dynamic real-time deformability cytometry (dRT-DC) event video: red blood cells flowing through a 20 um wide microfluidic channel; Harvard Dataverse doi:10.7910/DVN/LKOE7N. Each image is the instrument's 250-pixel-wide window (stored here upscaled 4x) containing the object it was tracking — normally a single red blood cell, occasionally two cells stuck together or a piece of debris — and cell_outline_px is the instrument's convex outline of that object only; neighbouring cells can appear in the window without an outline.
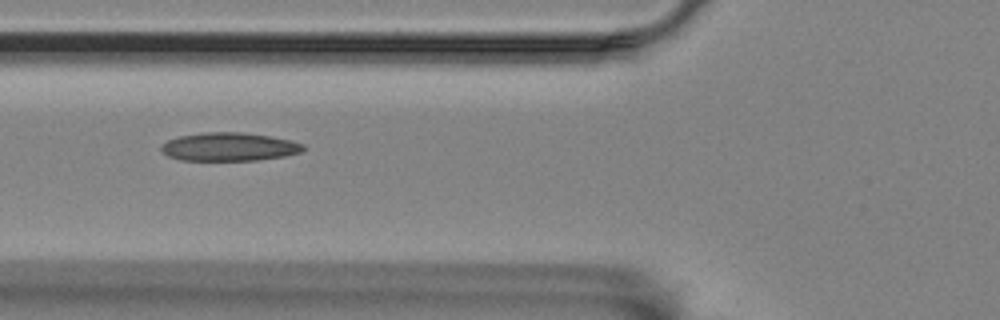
{"species": "Egyptian fruit bat (a non-hibernating species)", "species_latin": "Rousettus aegyptiacus", "temperature_condition": "room temperature", "stored_images_in_passage": 8, "camera_frame_rate_fps": 3000, "um_per_image_px": 0.085, "animal": {"sex": "female"}, "frame": {"image": 1, "passage_image": 3, "time_ms": 2.333, "image_size_px": [1000, 320], "cell_outline_px": [[308, 148], [300, 152], [284, 156], [256, 160], [180, 160], [168, 156], [160, 148], [160, 144], [168, 140], [180, 136], [200, 132], [240, 132], [268, 136], [292, 140], [304, 144]], "centroid_in_image_um": [19.48, 12.47], "position_along_channel_um": 106.3, "area_um2": 23.52}}
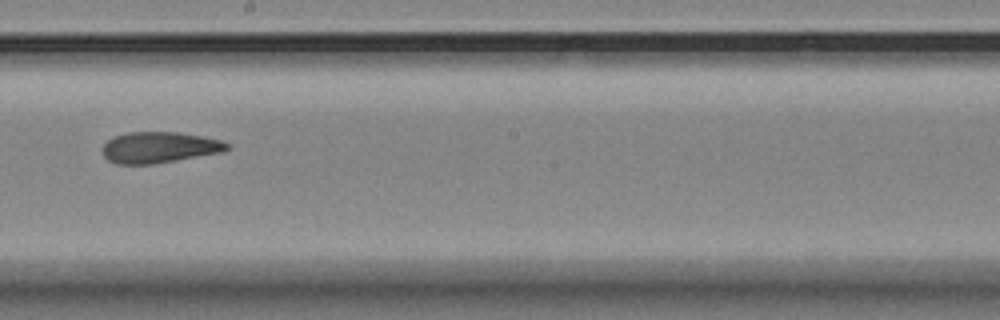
{"frame": {"image": 2, "passage_image": 6, "time_ms": 6.0, "image_size_px": [1000, 320], "cell_outline_px": [[232, 144], [224, 152], [156, 164], [116, 164], [108, 160], [104, 156], [104, 144], [108, 140], [116, 136], [128, 132], [180, 132], [204, 136], [220, 140]], "centroid_in_image_um": [13.6, 12.53], "position_along_channel_um": 234.6, "area_um2": 22.72}}
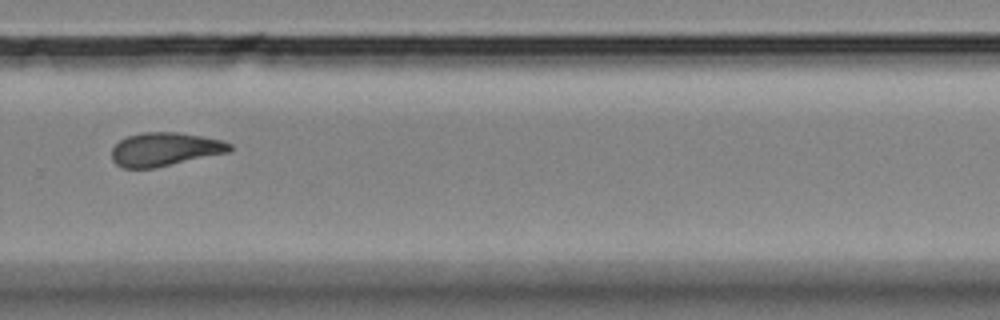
{"frame": {"image": 3, "passage_image": 8, "time_ms": 8.333, "image_size_px": [1000, 320], "cell_outline_px": [[232, 148], [228, 152], [152, 168], [124, 168], [116, 164], [112, 160], [112, 148], [120, 140], [128, 136], [144, 132], [176, 132], [200, 136], [220, 140], [232, 144]], "centroid_in_image_um": [13.98, 12.68], "position_along_channel_um": 315.8, "area_um2": 22.66}}